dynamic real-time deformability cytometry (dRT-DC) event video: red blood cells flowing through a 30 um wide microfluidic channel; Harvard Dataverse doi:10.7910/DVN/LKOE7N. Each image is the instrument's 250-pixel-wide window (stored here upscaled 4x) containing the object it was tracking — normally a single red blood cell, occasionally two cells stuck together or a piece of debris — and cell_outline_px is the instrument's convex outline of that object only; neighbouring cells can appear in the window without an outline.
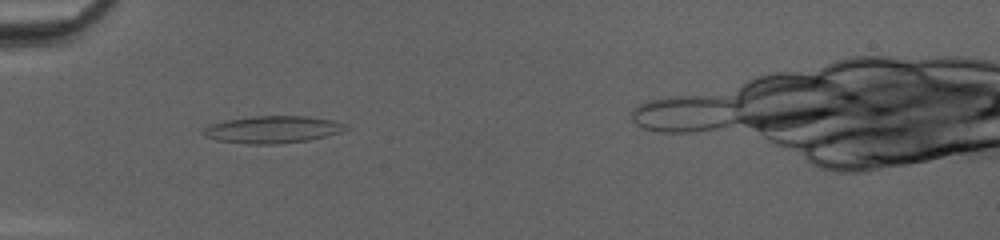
{"species": "common noctule bat (a hibernating species)", "species_latin": "Nyctalus noctula", "temperature_condition": "cold", "stored_images_in_passage": 38, "camera_frame_rate_fps": 3000, "um_per_image_px": 0.085, "animal": {"sex": "female", "body_mass_g": 20.0, "forearm_length_mm": 54.0}, "frame": {"image": 1, "passage_image": 7, "time_ms": 2.0, "image_size_px": [1000, 240], "cell_outline_px": [[352, 128], [340, 132], [308, 140], [276, 144], [248, 144], [216, 140], [204, 136], [204, 128], [208, 124], [224, 120], [252, 116], [304, 116], [332, 120], [344, 124]], "centroid_in_image_um": [23.14, 11.0], "position_along_channel_um": 61.9, "area_um2": 22.54}}
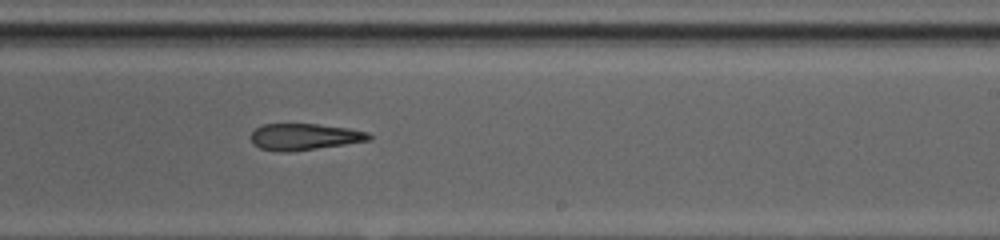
{"frame": {"image": 2, "passage_image": 22, "time_ms": 7.0, "image_size_px": [1000, 240], "cell_outline_px": [[372, 140], [292, 152], [280, 152], [260, 148], [252, 144], [252, 132], [256, 128], [264, 124], [316, 124], [348, 128], [368, 132], [372, 136]], "centroid_in_image_um": [25.89, 11.63], "position_along_channel_um": 263.1, "area_um2": 18.26}}
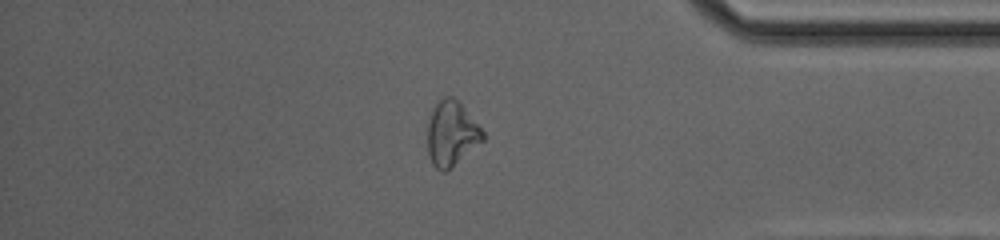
{"frame": {"image": 3, "passage_image": 33, "time_ms": 10.667, "image_size_px": [1000, 240], "cell_outline_px": [[484, 140], [444, 172], [440, 172], [432, 164], [428, 152], [428, 124], [432, 108], [444, 96], [452, 96], [464, 108], [484, 132]], "centroid_in_image_um": [38.36, 11.35], "position_along_channel_um": 396.8, "area_um2": 20.4}}